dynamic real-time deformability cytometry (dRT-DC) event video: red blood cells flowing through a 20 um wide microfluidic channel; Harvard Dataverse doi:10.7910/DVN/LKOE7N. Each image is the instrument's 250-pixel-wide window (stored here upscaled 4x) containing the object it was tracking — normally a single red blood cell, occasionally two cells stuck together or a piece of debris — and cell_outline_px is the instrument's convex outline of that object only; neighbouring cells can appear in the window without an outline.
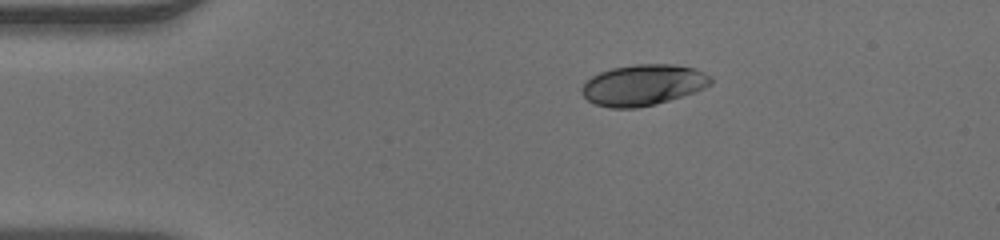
{"species": "human", "species_latin": "Homo sapiens", "temperature_condition": "warm", "stored_images_in_passage": 41, "camera_frame_rate_fps": 3000, "um_per_image_px": 0.085, "donor": {"sex": "male"}, "frame": {"image": 1, "passage_image": 1, "time_ms": 0.0, "image_size_px": [1000, 240], "cell_outline_px": [[712, 84], [696, 92], [656, 104], [636, 108], [608, 108], [596, 104], [588, 100], [580, 92], [580, 88], [592, 76], [600, 72], [612, 68], [636, 64], [676, 64], [696, 68], [712, 76]], "centroid_in_image_um": [54.7, 7.22], "position_along_channel_um": 30.3, "area_um2": 31.04}}
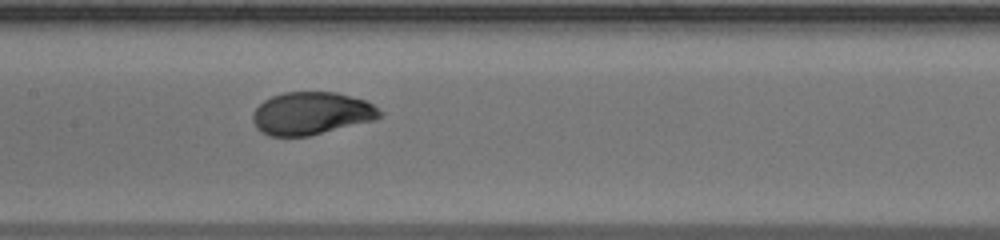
{"frame": {"image": 2, "passage_image": 16, "time_ms": 5.0, "image_size_px": [1000, 240], "cell_outline_px": [[380, 116], [376, 120], [308, 136], [268, 136], [260, 132], [256, 128], [252, 120], [252, 112], [264, 100], [272, 96], [284, 92], [336, 92], [364, 100], [372, 104], [380, 112]], "centroid_in_image_um": [26.42, 9.64], "position_along_channel_um": 181.0, "area_um2": 31.56}}
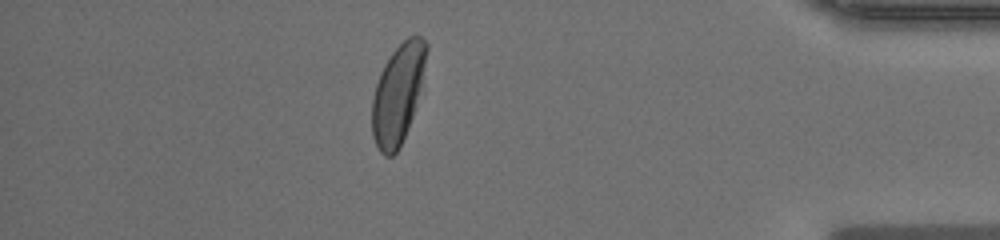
{"frame": {"image": 3, "passage_image": 35, "time_ms": 11.333, "image_size_px": [1000, 240], "cell_outline_px": [[428, 48], [420, 88], [412, 116], [408, 128], [396, 152], [392, 156], [384, 156], [380, 152], [372, 136], [372, 100], [376, 84], [380, 72], [384, 64], [392, 52], [408, 36], [416, 32], [428, 44]], "centroid_in_image_um": [33.81, 7.94], "position_along_channel_um": 401.4, "area_um2": 31.15}}